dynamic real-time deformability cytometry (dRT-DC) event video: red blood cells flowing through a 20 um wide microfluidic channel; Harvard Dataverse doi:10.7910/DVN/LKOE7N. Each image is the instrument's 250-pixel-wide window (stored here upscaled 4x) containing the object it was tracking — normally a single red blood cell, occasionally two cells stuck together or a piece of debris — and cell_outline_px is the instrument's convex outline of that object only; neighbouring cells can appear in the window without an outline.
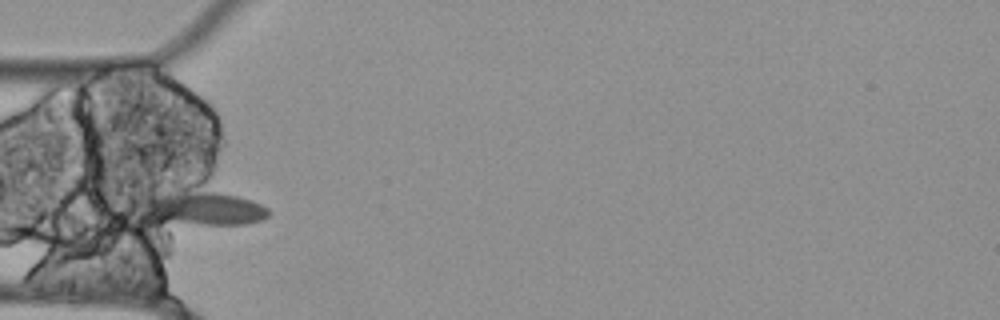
{"species": "Egyptian fruit bat (a non-hibernating species)", "species_latin": "Rousettus aegyptiacus", "temperature_condition": "cold", "stored_images_in_passage": 38, "camera_frame_rate_fps": 3000, "um_per_image_px": 0.085, "animal": {"sex": "female"}, "frame": {"image": 1, "passage_image": 1, "time_ms": 0.0, "image_size_px": [1000, 320], "cell_outline_px": [[272, 212], [268, 216], [260, 220], [248, 224], [204, 224], [148, 220], [128, 204], [128, 200], [184, 184], [200, 180], [252, 200], [268, 208]], "centroid_in_image_um": [16.93, 17.49], "position_along_channel_um": 68.1, "area_um2": 29.94}}
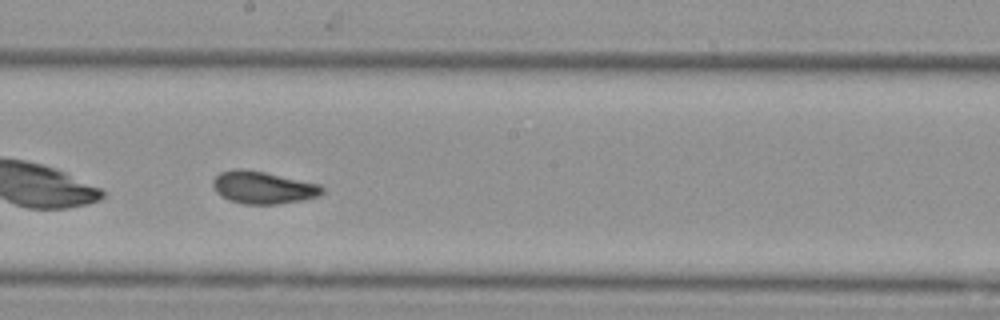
{"frame": {"image": 2, "passage_image": 14, "time_ms": 4.333, "image_size_px": [1000, 320], "cell_outline_px": [[324, 192], [316, 196], [304, 200], [276, 204], [244, 204], [228, 200], [220, 196], [216, 192], [212, 184], [212, 180], [220, 172], [236, 168], [240, 168], [264, 172], [320, 184], [324, 188]], "centroid_in_image_um": [22.33, 15.94], "position_along_channel_um": 225.9, "area_um2": 20.69}}
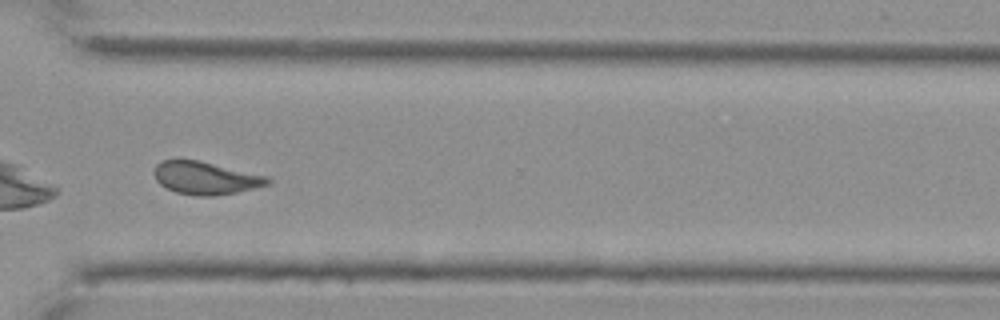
{"frame": {"image": 3, "passage_image": 25, "time_ms": 8.0, "image_size_px": [1000, 320], "cell_outline_px": [[272, 180], [268, 184], [236, 192], [212, 196], [196, 196], [176, 192], [160, 184], [156, 180], [152, 172], [156, 164], [160, 160], [200, 160], [268, 176]], "centroid_in_image_um": [17.44, 15.12], "position_along_channel_um": 353.2, "area_um2": 21.68}, "authors_computed_cell_mechanics": {"area_um2": 20.808, "velocity_mm_per_s": 3.4672, "shape_relaxation_time_tau1_ms": null, "shape_relaxation_time_tau2_ms": 8.7678, "deformation_change_tau1": null, "deformation_change_tau2": 0.0696}}